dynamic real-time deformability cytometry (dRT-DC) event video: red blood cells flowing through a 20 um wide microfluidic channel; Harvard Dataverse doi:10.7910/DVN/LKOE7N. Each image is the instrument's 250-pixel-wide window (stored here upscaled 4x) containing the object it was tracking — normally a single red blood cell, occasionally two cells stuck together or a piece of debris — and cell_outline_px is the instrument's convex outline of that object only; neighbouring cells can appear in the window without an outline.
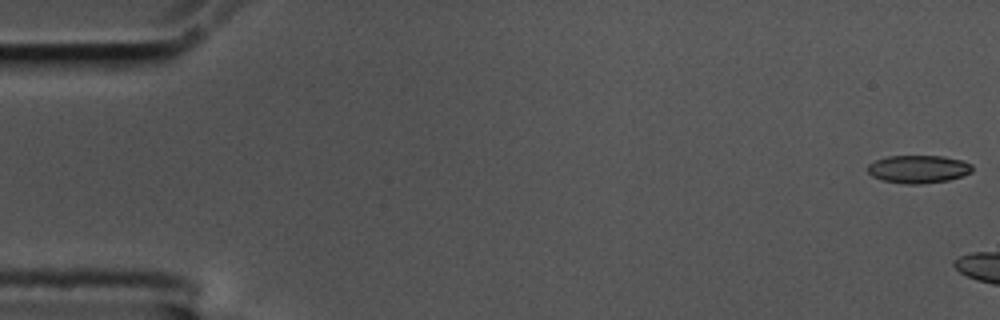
{"species": "common noctule bat (a hibernating species)", "species_latin": "Nyctalus noctula", "temperature_condition": "cold", "stored_images_in_passage": 9, "camera_frame_rate_fps": 3000, "um_per_image_px": 0.085, "animal": {"sex": "male", "body_mass_g": 17.5, "forearm_length_mm": 52.3}, "frame": {"image": 1, "passage_image": 1, "time_ms": 0.0, "image_size_px": [1000, 320], "cell_outline_px": [[972, 172], [948, 180], [920, 184], [904, 184], [884, 180], [872, 176], [868, 172], [868, 164], [876, 160], [888, 156], [944, 156], [964, 160], [972, 164]], "centroid_in_image_um": [78.08, 14.36], "position_along_channel_um": 6.9, "area_um2": 16.99}}